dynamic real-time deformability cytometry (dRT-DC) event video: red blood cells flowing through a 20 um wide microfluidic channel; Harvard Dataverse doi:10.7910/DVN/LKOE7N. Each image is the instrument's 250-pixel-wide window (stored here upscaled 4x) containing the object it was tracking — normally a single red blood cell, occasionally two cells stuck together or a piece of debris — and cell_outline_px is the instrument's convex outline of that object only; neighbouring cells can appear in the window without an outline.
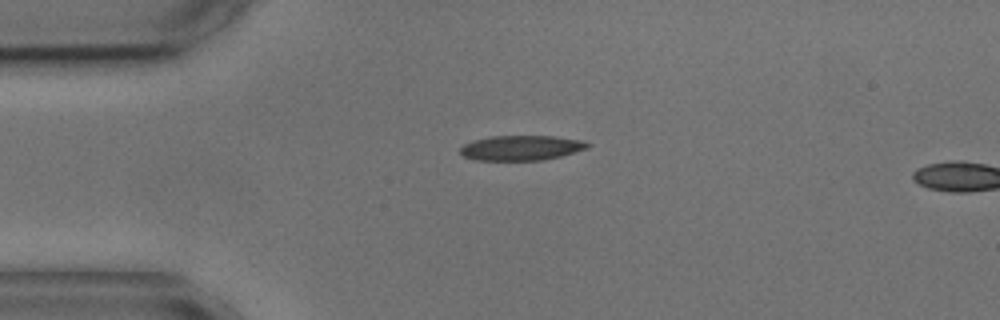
{"species": "common noctule bat (a hibernating species)", "species_latin": "Nyctalus noctula", "temperature_condition": "cold", "stored_images_in_passage": 2, "camera_frame_rate_fps": 3000, "um_per_image_px": 0.085, "animal": {"sex": "male", "body_mass_g": 17.9, "forearm_length_mm": 54.2}, "frame": {"image": 1, "passage_image": 1, "time_ms": 0.0, "image_size_px": [1000, 320], "cell_outline_px": [[592, 144], [588, 148], [560, 156], [544, 160], [476, 160], [464, 156], [460, 152], [460, 148], [464, 144], [472, 140], [488, 136], [552, 136], [584, 140]], "centroid_in_image_um": [44.32, 12.56], "position_along_channel_um": 40.7, "area_um2": 18.61}}